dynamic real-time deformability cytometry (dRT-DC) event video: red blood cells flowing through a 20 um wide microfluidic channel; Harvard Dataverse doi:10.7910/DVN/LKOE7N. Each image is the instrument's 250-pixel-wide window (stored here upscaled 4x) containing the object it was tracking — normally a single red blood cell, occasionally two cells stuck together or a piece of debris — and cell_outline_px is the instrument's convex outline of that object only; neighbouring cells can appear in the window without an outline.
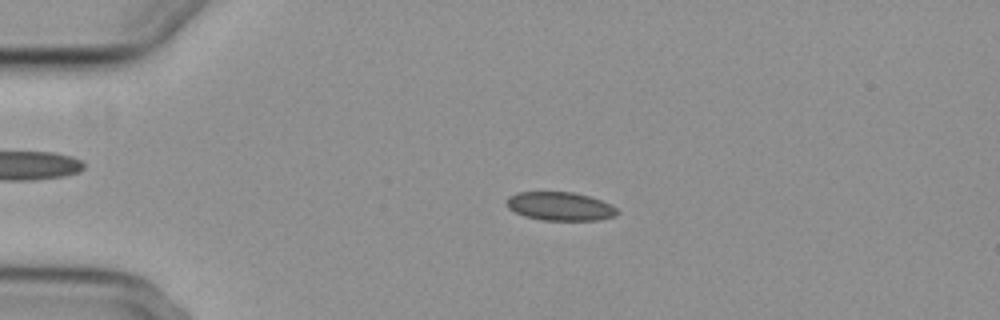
{"species": "common noctule bat (a hibernating species)", "species_latin": "Nyctalus noctula", "temperature_condition": "cold", "stored_images_in_passage": 4, "camera_frame_rate_fps": 3000, "um_per_image_px": 0.085, "animal": {"sex": "female", "body_mass_g": 29.2, "forearm_length_mm": 56.3}, "frame": {"image": 1, "passage_image": 3, "time_ms": 2.333, "image_size_px": [1000, 320], "cell_outline_px": [[620, 212], [616, 216], [600, 220], [540, 220], [524, 216], [508, 208], [504, 200], [508, 196], [516, 192], [572, 192], [588, 196], [612, 204]], "centroid_in_image_um": [47.59, 17.54], "position_along_channel_um": 37.4, "area_um2": 18.61}}